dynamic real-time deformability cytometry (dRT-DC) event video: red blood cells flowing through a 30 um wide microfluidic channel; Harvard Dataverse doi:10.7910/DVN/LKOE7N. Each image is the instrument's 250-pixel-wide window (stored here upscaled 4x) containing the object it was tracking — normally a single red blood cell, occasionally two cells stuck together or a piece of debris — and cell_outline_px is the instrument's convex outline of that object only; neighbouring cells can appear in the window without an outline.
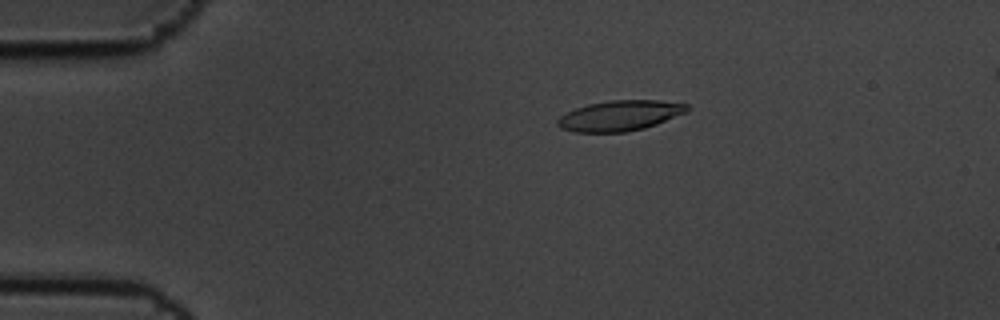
{"species": "common noctule bat (a hibernating species)", "species_latin": "Nyctalus noctula", "temperature_condition": "cold", "stored_images_in_passage": 6, "camera_frame_rate_fps": 3000, "um_per_image_px": 0.085, "animal": {"sex": "male", "body_mass_g": 19.5, "forearm_length_mm": 54.6}, "frame": {"image": 1, "passage_image": 4, "time_ms": 1.0, "image_size_px": [1000, 320], "cell_outline_px": [[692, 108], [688, 112], [656, 124], [644, 128], [624, 132], [576, 132], [560, 128], [556, 124], [556, 120], [560, 116], [576, 108], [588, 104], [608, 100], [660, 100], [688, 104]], "centroid_in_image_um": [52.72, 9.82], "position_along_channel_um": 32.3, "area_um2": 23.06}}